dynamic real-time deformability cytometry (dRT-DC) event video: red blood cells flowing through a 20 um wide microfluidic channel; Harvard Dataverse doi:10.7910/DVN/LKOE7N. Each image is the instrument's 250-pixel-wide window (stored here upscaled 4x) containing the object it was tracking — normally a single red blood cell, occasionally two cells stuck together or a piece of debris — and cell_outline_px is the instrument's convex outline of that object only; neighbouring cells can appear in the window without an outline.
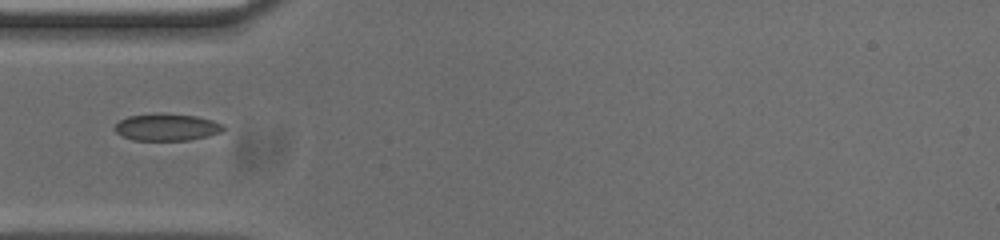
{"species": "common noctule bat (a hibernating species)", "species_latin": "Nyctalus noctula", "temperature_condition": "cold", "stored_images_in_passage": 39, "camera_frame_rate_fps": 3000, "um_per_image_px": 0.085, "animal": {"sex": "male", "body_mass_g": 20.0, "forearm_length_mm": 53.3}, "frame": {"image": 1, "passage_image": 1, "time_ms": 0.0, "image_size_px": [1000, 240], "cell_outline_px": [[224, 128], [220, 132], [208, 136], [188, 140], [132, 140], [116, 132], [112, 128], [120, 120], [128, 116], [160, 112], [196, 116], [212, 120], [224, 124]], "centroid_in_image_um": [14.16, 10.79], "position_along_channel_um": 70.8, "area_um2": 17.22}}
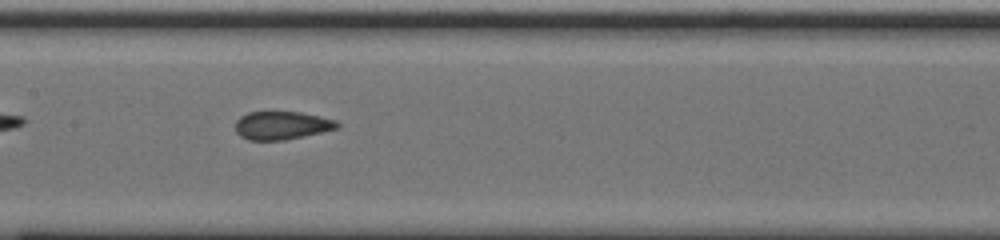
{"frame": {"image": 2, "passage_image": 10, "time_ms": 3.0, "image_size_px": [1000, 240], "cell_outline_px": [[340, 128], [304, 136], [284, 140], [248, 140], [240, 136], [236, 132], [236, 120], [240, 116], [248, 112], [300, 112], [320, 116], [336, 120], [340, 124]], "centroid_in_image_um": [23.96, 10.66], "position_along_channel_um": 183.4, "area_um2": 16.82}}
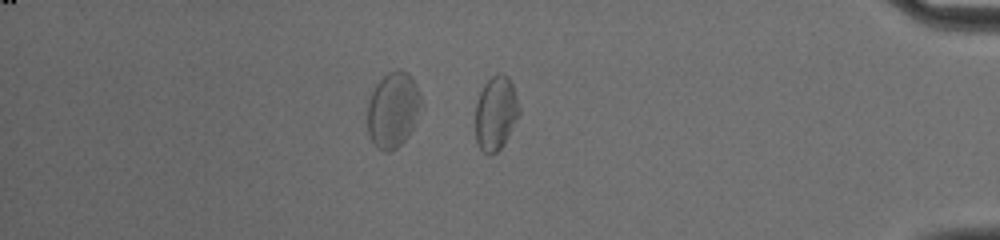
{"frame": {"image": 3, "passage_image": 30, "time_ms": 9.667, "image_size_px": [1000, 240], "cell_outline_px": [[520, 112], [500, 148], [492, 156], [488, 156], [480, 148], [476, 140], [476, 104], [480, 92], [484, 84], [492, 76], [500, 72], [508, 76], [512, 84], [520, 108]], "centroid_in_image_um": [42.13, 9.6], "position_along_channel_um": 393.1, "area_um2": 18.61}}